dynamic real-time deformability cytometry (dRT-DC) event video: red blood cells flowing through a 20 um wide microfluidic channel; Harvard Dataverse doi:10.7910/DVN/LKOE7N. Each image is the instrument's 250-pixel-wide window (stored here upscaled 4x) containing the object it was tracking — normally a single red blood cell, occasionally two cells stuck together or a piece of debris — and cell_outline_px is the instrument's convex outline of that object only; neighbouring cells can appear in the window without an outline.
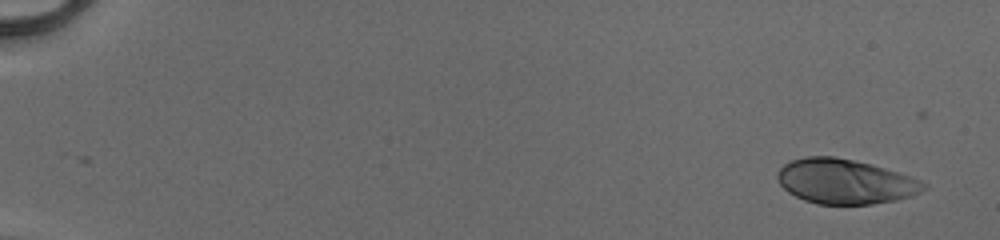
{"species": "human", "species_latin": "Homo sapiens", "temperature_condition": "cold", "stored_images_in_passage": 50, "camera_frame_rate_fps": 3000, "um_per_image_px": 0.085, "donor": {"sex": "male"}, "frame": {"image": 1, "passage_image": 1, "time_ms": 0.0, "image_size_px": [1000, 240], "cell_outline_px": [[928, 188], [920, 192], [896, 200], [872, 204], [816, 204], [804, 200], [788, 192], [776, 180], [776, 172], [784, 164], [792, 160], [808, 156], [832, 156], [872, 164], [920, 180], [928, 184]], "centroid_in_image_um": [71.8, 15.43], "position_along_channel_um": 13.2, "area_um2": 38.03}}
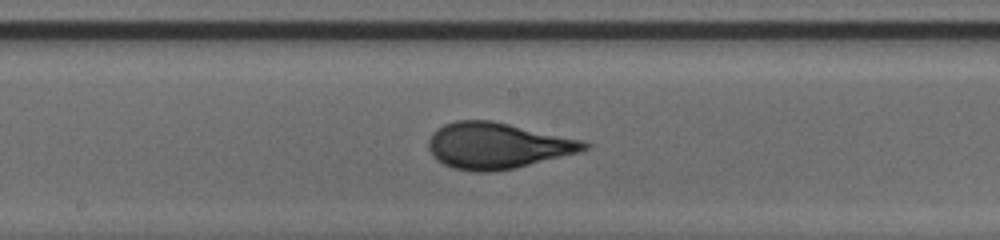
{"frame": {"image": 2, "passage_image": 28, "time_ms": 9.0, "image_size_px": [1000, 240], "cell_outline_px": [[592, 144], [588, 148], [576, 152], [516, 168], [488, 172], [476, 172], [452, 168], [436, 160], [432, 156], [428, 148], [428, 140], [432, 132], [436, 128], [444, 124], [456, 120], [492, 120], [584, 140]], "centroid_in_image_um": [42.22, 12.37], "position_along_channel_um": 206.0, "area_um2": 41.91}}
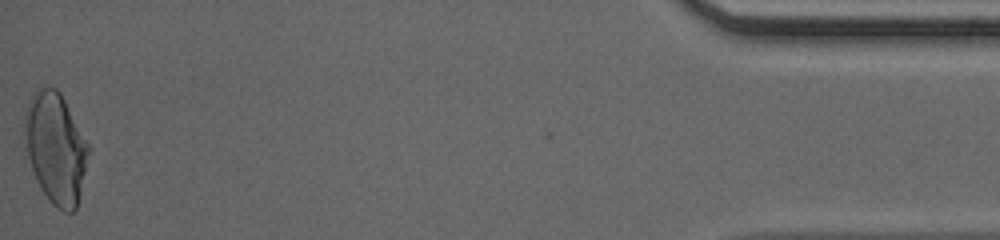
{"frame": {"image": 3, "passage_image": 50, "time_ms": 16.333, "image_size_px": [1000, 240], "cell_outline_px": [[92, 148], [76, 208], [72, 212], [64, 212], [56, 208], [52, 204], [40, 188], [24, 160], [24, 108], [32, 92], [36, 88], [56, 88], [60, 92]], "centroid_in_image_um": [4.69, 12.58], "position_along_channel_um": 430.5, "area_um2": 42.66}, "authors_computed_cell_mechanics": {"area_um2": 39.5352, "velocity_mm_per_s": 4.1286, "shape_relaxation_time_tau1_ms": 4.9698, "shape_relaxation_time_tau2_ms": null, "deformation_change_tau1": 0.1957, "deformation_change_tau2": null}}